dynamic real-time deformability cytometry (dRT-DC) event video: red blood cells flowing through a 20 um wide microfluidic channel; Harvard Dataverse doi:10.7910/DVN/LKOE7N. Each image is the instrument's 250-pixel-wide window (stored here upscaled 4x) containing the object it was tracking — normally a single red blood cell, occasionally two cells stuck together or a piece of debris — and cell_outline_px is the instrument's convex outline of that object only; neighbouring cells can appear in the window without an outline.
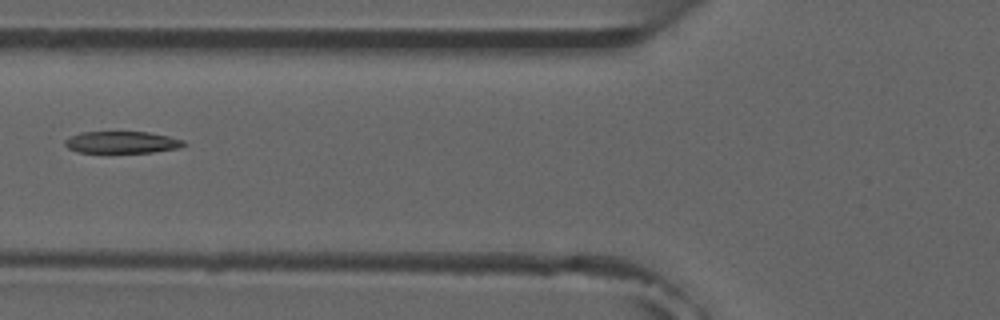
{"species": "common noctule bat (a hibernating species)", "species_latin": "Nyctalus noctula", "temperature_condition": "room temperature", "stored_images_in_passage": 6, "camera_frame_rate_fps": 3000, "um_per_image_px": 0.085, "animal": {"sex": "male", "forearm_length_mm": 52.5}, "frame": {"image": 1, "passage_image": 6, "time_ms": 6.667, "image_size_px": [1000, 320], "cell_outline_px": [[188, 144], [180, 148], [152, 152], [76, 152], [68, 148], [64, 144], [64, 140], [80, 132], [148, 132], [168, 136], [184, 140]], "centroid_in_image_um": [10.38, 12.09], "position_along_channel_um": 115.4, "area_um2": 15.14}}